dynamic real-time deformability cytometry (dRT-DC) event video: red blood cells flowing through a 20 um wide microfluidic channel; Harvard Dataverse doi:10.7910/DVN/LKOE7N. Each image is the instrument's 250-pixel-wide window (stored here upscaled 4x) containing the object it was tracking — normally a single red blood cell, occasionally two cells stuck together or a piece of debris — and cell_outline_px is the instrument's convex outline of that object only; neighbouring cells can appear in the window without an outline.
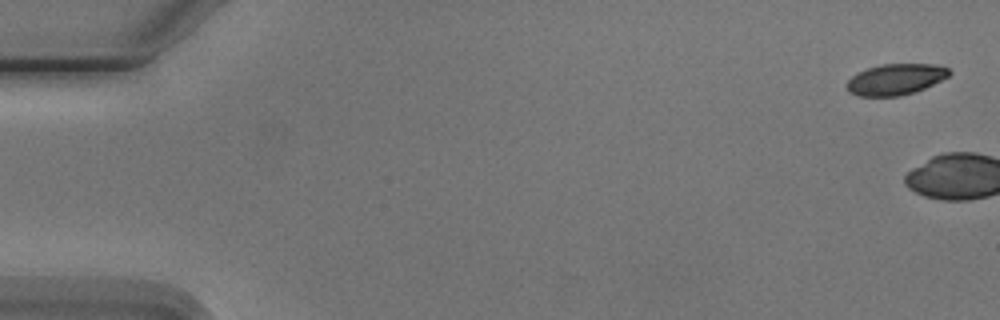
{"species": "Egyptian fruit bat (a non-hibernating species)", "species_latin": "Rousettus aegyptiacus", "temperature_condition": "cold", "stored_images_in_passage": 5, "camera_frame_rate_fps": 3000, "um_per_image_px": 0.085, "animal": {"sex": "male"}, "frame": {"image": 1, "passage_image": 1, "time_ms": 0.0, "image_size_px": [1000, 320], "cell_outline_px": [[952, 72], [948, 76], [924, 88], [900, 96], [860, 96], [848, 92], [848, 80], [856, 72], [880, 64], [936, 64], [948, 68]], "centroid_in_image_um": [76.11, 6.73], "position_along_channel_um": 8.9, "area_um2": 18.38}}